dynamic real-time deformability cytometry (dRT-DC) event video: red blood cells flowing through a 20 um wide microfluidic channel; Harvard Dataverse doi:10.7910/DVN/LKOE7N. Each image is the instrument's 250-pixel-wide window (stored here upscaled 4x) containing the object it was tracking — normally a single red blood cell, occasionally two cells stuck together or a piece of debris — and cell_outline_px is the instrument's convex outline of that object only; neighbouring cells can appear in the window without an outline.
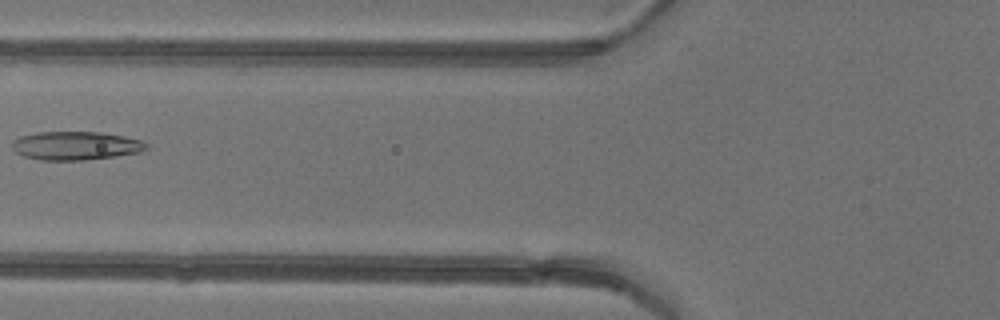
{"species": "common noctule bat (a hibernating species)", "species_latin": "Nyctalus noctula", "temperature_condition": "warm", "stored_images_in_passage": 3, "camera_frame_rate_fps": 3000, "um_per_image_px": 0.085, "animal": {"sex": "female"}, "frame": {"image": 1, "passage_image": 3, "time_ms": 2.333, "image_size_px": [1000, 320], "cell_outline_px": [[148, 148], [140, 152], [116, 156], [84, 160], [40, 160], [24, 156], [16, 152], [12, 148], [12, 140], [20, 136], [36, 132], [100, 132], [124, 136], [140, 140], [148, 144]], "centroid_in_image_um": [6.42, 12.38], "position_along_channel_um": 119.4, "area_um2": 22.37}}